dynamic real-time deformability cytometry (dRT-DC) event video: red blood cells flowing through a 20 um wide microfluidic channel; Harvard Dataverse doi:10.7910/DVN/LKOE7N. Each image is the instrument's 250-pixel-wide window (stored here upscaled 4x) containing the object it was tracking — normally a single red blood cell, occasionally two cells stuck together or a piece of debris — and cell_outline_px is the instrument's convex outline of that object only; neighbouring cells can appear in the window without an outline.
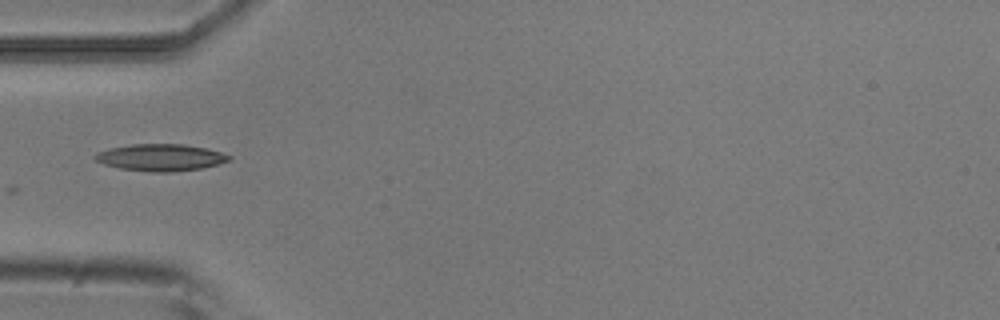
{"species": "common noctule bat (a hibernating species)", "species_latin": "Nyctalus noctula", "temperature_condition": "room temperature", "stored_images_in_passage": 8, "camera_frame_rate_fps": 3000, "um_per_image_px": 0.085, "animal": {"sex": "male", "body_mass_g": 20.5, "forearm_length_mm": 52.5}, "frame": {"image": 1, "passage_image": 5, "time_ms": 1.333, "image_size_px": [1000, 320], "cell_outline_px": [[232, 160], [220, 164], [200, 168], [168, 172], [152, 172], [120, 168], [104, 164], [96, 160], [92, 156], [96, 152], [112, 148], [132, 144], [184, 144], [208, 148], [232, 156]], "centroid_in_image_um": [13.68, 13.38], "position_along_channel_um": 71.3, "area_um2": 20.98}}
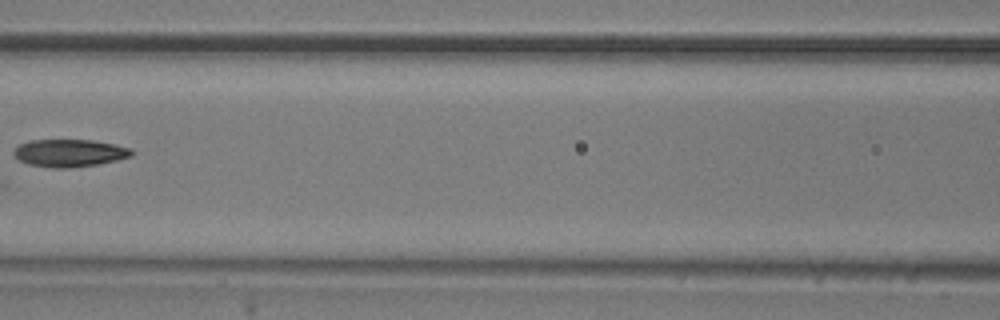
{"frame": {"image": 2, "passage_image": 7, "time_ms": 2.0, "image_size_px": [1000, 320], "cell_outline_px": [[132, 156], [116, 160], [96, 164], [68, 168], [52, 168], [28, 164], [20, 160], [12, 152], [20, 144], [28, 140], [92, 140], [116, 144], [132, 148]], "centroid_in_image_um": [5.91, 13.0], "position_along_channel_um": 160.7, "area_um2": 18.84}}
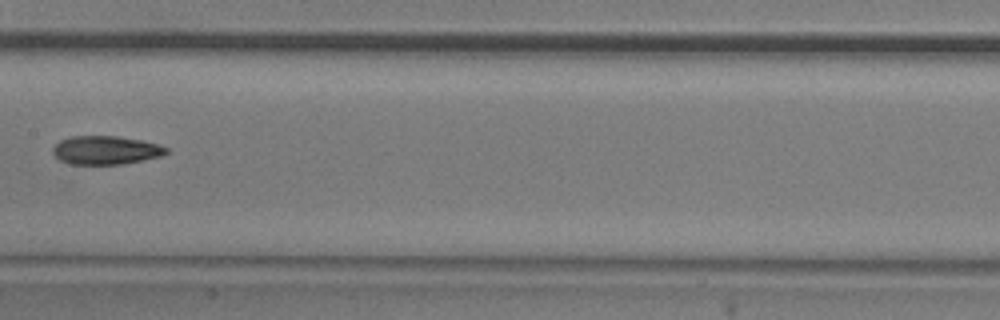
{"frame": {"image": 3, "passage_image": 8, "time_ms": 2.333, "image_size_px": [1000, 320], "cell_outline_px": [[168, 152], [160, 156], [144, 160], [120, 164], [72, 164], [60, 160], [52, 152], [52, 148], [60, 140], [72, 136], [116, 136], [140, 140], [156, 144], [168, 148]], "centroid_in_image_um": [8.97, 12.76], "position_along_channel_um": 198.4, "area_um2": 18.67}}